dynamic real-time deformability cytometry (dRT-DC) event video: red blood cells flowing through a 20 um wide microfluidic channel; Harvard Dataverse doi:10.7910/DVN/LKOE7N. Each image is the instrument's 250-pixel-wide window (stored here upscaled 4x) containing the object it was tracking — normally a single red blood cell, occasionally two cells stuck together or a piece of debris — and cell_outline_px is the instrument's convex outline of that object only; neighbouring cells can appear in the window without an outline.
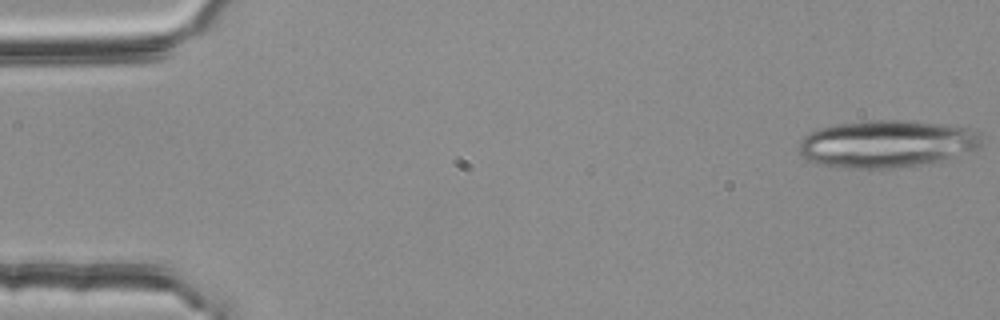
{"species": "common noctule bat (a hibernating species)", "species_latin": "Nyctalus noctula", "temperature_condition": "room temperature", "stored_images_in_passage": 19, "camera_frame_rate_fps": 3000, "um_per_image_px": 0.085, "animal": {"sex": "female", "body_mass_g": 25.1}, "frame": {"image": 1, "passage_image": 1, "time_ms": 0.0, "image_size_px": [1000, 320], "cell_outline_px": [[984, 144], [980, 148], [936, 160], [912, 164], [884, 168], [852, 168], [824, 164], [812, 160], [804, 156], [800, 152], [800, 140], [804, 136], [820, 128], [836, 124], [864, 120], [912, 120], [940, 124], [964, 128], [980, 132]], "centroid_in_image_um": [75.38, 12.18], "position_along_channel_um": 9.6, "area_um2": 49.25}}